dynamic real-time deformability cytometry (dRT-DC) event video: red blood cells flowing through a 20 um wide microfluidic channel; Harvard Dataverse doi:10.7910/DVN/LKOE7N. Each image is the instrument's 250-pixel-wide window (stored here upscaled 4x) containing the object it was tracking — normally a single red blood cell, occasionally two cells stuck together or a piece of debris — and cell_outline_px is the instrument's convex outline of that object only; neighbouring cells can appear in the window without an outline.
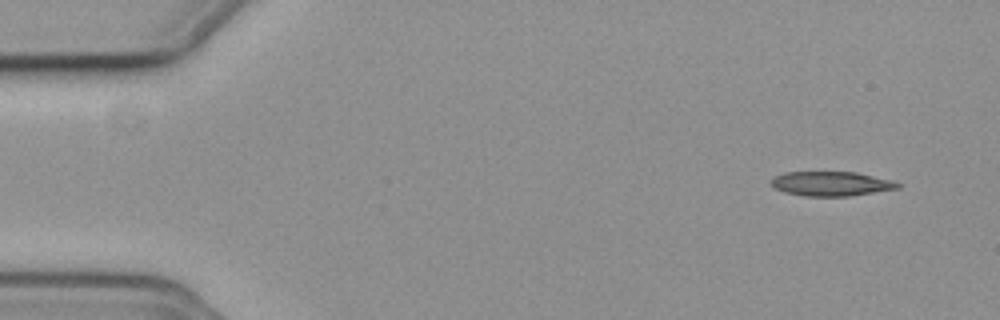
{"species": "common noctule bat (a hibernating species)", "species_latin": "Nyctalus noctula", "temperature_condition": "cold", "stored_images_in_passage": 52, "camera_frame_rate_fps": 3000, "um_per_image_px": 0.085, "animal": {"sex": "female", "body_mass_g": 19.3, "forearm_length_mm": 54.1}, "frame": {"image": 1, "passage_image": 1, "time_ms": 0.0, "image_size_px": [1000, 320], "cell_outline_px": [[904, 184], [900, 188], [848, 196], [804, 196], [784, 192], [776, 188], [772, 184], [772, 176], [784, 172], [856, 172], [892, 180]], "centroid_in_image_um": [70.67, 15.61], "position_along_channel_um": 14.3, "area_um2": 18.09}}
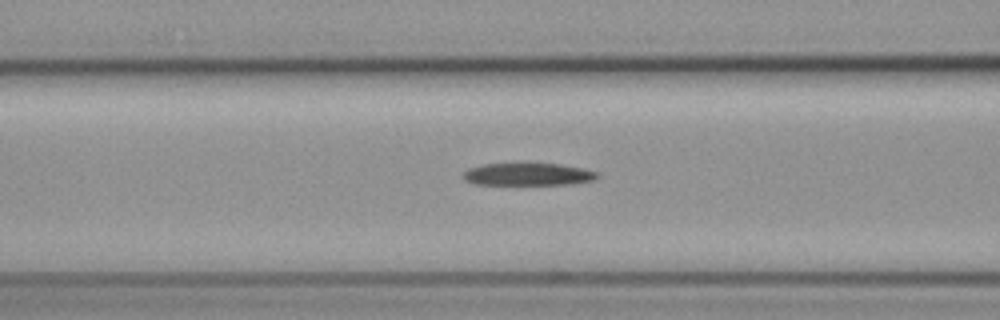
{"frame": {"image": 2, "passage_image": 19, "time_ms": 6.0, "image_size_px": [1000, 320], "cell_outline_px": [[600, 176], [596, 180], [572, 184], [476, 184], [464, 180], [460, 176], [468, 168], [484, 164], [512, 160], [524, 160], [560, 164], [584, 168], [596, 172]], "centroid_in_image_um": [44.85, 14.75], "position_along_channel_um": 121.8, "area_um2": 18.79}}
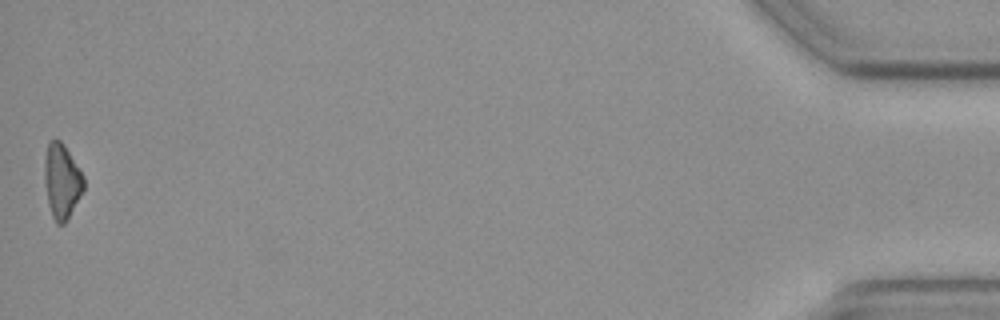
{"frame": {"image": 3, "passage_image": 52, "time_ms": 17.0, "image_size_px": [1000, 320], "cell_outline_px": [[84, 188], [64, 224], [56, 224], [52, 216], [48, 204], [44, 180], [44, 160], [48, 140], [60, 140], [64, 144], [84, 176]], "centroid_in_image_um": [5.23, 15.36], "position_along_channel_um": 430.0, "area_um2": 16.99}, "authors_computed_cell_mechanics": {"area_um2": 18.785, "velocity_mm_per_s": 3.7447, "shape_relaxation_time_tau1_ms": 6.8421, "shape_relaxation_time_tau2_ms": null, "deformation_change_tau1": 0.1891, "deformation_change_tau2": null}}